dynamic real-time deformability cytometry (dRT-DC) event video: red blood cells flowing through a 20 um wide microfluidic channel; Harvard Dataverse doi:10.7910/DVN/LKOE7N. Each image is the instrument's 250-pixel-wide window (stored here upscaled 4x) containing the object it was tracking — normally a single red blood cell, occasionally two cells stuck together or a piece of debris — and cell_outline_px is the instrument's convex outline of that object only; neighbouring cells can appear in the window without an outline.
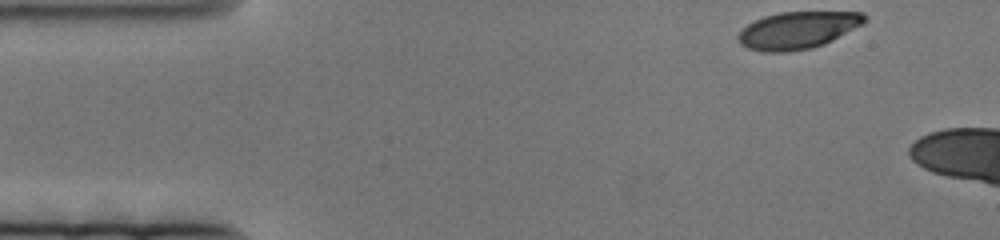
{"species": "human", "species_latin": "Homo sapiens", "temperature_condition": "cold", "stored_images_in_passage": 14, "camera_frame_rate_fps": 3000, "um_per_image_px": 0.085, "donor": {"sex": "female"}, "frame": {"image": 1, "passage_image": 1, "time_ms": 0.0, "image_size_px": [1000, 240], "cell_outline_px": [[868, 20], [864, 24], [824, 44], [812, 48], [788, 52], [764, 52], [748, 48], [740, 44], [736, 40], [736, 36], [748, 24], [764, 16], [780, 12], [864, 12], [868, 16]], "centroid_in_image_um": [67.83, 2.57], "position_along_channel_um": 17.2, "area_um2": 27.57}}